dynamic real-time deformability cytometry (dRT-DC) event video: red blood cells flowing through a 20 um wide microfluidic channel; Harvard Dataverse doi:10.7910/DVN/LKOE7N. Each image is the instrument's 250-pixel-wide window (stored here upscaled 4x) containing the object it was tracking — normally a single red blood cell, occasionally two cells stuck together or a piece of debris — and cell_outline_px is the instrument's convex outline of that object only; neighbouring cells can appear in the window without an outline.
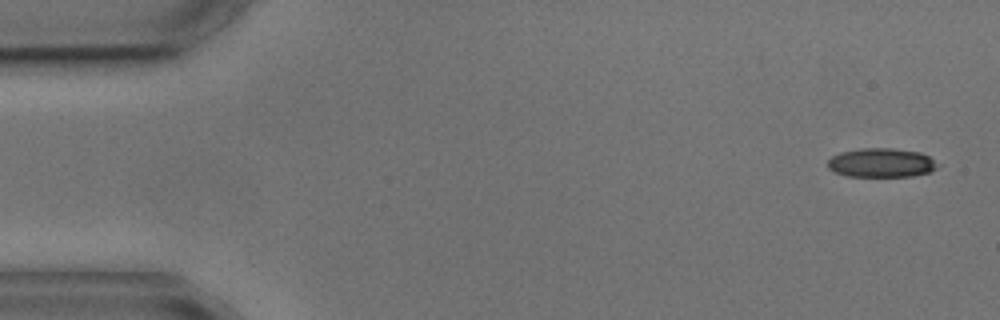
{"species": "common noctule bat (a hibernating species)", "species_latin": "Nyctalus noctula", "temperature_condition": "cold", "stored_images_in_passage": 6, "camera_frame_rate_fps": 3000, "um_per_image_px": 0.085, "animal": {"sex": "male", "body_mass_g": 17.9, "forearm_length_mm": 54.2}, "frame": {"image": 1, "passage_image": 1, "time_ms": 0.0, "image_size_px": [1000, 320], "cell_outline_px": [[940, 164], [932, 172], [912, 176], [848, 176], [836, 172], [828, 168], [828, 160], [832, 156], [840, 152], [860, 148], [892, 148], [920, 152], [928, 156]], "centroid_in_image_um": [74.94, 13.83], "position_along_channel_um": 10.1, "area_um2": 18.67}}
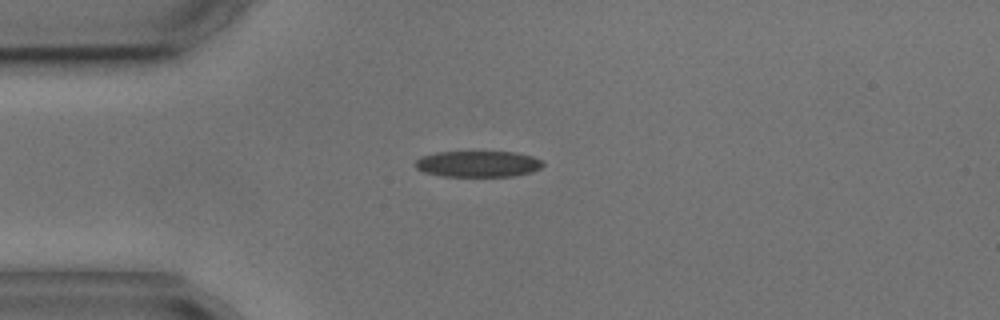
{"frame": {"image": 2, "passage_image": 4, "time_ms": 3.667, "image_size_px": [1000, 320], "cell_outline_px": [[544, 164], [540, 168], [532, 172], [512, 176], [444, 176], [424, 172], [416, 168], [412, 164], [420, 156], [436, 152], [516, 152], [532, 156], [540, 160]], "centroid_in_image_um": [40.59, 13.93], "position_along_channel_um": 44.4, "area_um2": 19.48}}
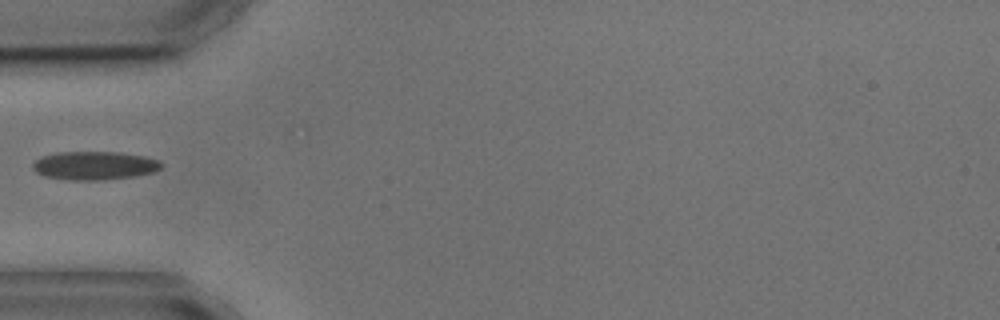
{"frame": {"image": 3, "passage_image": 5, "time_ms": 5.0, "image_size_px": [1000, 320], "cell_outline_px": [[164, 164], [160, 168], [152, 172], [136, 176], [104, 180], [72, 180], [44, 176], [36, 172], [32, 168], [32, 164], [40, 156], [56, 152], [120, 152], [144, 156], [160, 160]], "centroid_in_image_um": [8.03, 14.07], "position_along_channel_um": 77.0, "area_um2": 21.5}}